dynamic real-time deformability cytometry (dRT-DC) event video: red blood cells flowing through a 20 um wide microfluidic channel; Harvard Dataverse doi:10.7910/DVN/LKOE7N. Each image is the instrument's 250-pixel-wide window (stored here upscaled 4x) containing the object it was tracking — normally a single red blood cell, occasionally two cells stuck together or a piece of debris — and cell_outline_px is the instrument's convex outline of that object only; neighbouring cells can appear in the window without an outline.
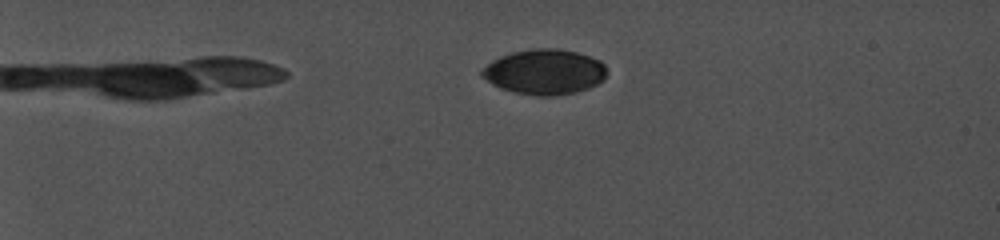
{"species": "common noctule bat (a hibernating species)", "species_latin": "Nyctalus noctula", "temperature_condition": "cold", "stored_images_in_passage": 28, "camera_frame_rate_fps": 5000, "um_per_image_px": 0.085, "animal": {"sex": "female", "body_mass_g": 19.0, "forearm_length_mm": 56.7}, "frame": {"image": 1, "passage_image": 16, "time_ms": 5.0, "image_size_px": [1000, 240], "cell_outline_px": [[608, 72], [604, 80], [588, 88], [576, 92], [552, 96], [536, 96], [516, 92], [500, 88], [492, 84], [480, 76], [480, 72], [492, 60], [500, 56], [512, 52], [532, 48], [556, 48], [576, 52], [600, 60], [604, 64]], "centroid_in_image_um": [46.29, 6.11], "position_along_channel_um": 38.7, "area_um2": 33.0}}